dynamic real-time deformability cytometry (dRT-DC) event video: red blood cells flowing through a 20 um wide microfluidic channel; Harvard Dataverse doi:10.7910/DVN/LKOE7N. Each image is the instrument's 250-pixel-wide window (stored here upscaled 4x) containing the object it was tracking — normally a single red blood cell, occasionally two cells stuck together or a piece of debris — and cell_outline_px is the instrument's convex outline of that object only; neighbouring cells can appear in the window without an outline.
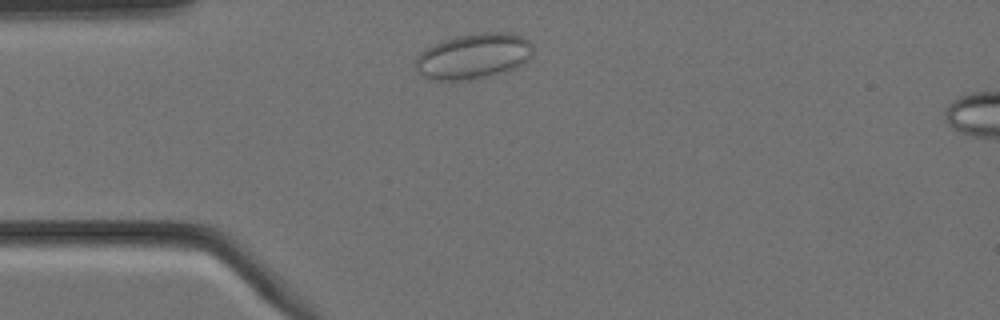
{"species": "Egyptian fruit bat (a non-hibernating species)", "species_latin": "Rousettus aegyptiacus", "temperature_condition": "cold", "stored_images_in_passage": 2, "camera_frame_rate_fps": 3000, "um_per_image_px": 0.085, "animal": {"sex": "female"}, "frame": {"image": 1, "passage_image": 1, "time_ms": 0.0, "image_size_px": [1000, 320], "cell_outline_px": [[532, 56], [524, 64], [516, 68], [504, 72], [488, 76], [468, 80], [436, 80], [424, 76], [412, 64], [416, 56], [420, 52], [444, 40], [456, 36], [488, 32], [504, 32], [524, 36], [532, 44]], "centroid_in_image_um": [40.27, 4.78], "position_along_channel_um": 44.7, "area_um2": 31.15}}